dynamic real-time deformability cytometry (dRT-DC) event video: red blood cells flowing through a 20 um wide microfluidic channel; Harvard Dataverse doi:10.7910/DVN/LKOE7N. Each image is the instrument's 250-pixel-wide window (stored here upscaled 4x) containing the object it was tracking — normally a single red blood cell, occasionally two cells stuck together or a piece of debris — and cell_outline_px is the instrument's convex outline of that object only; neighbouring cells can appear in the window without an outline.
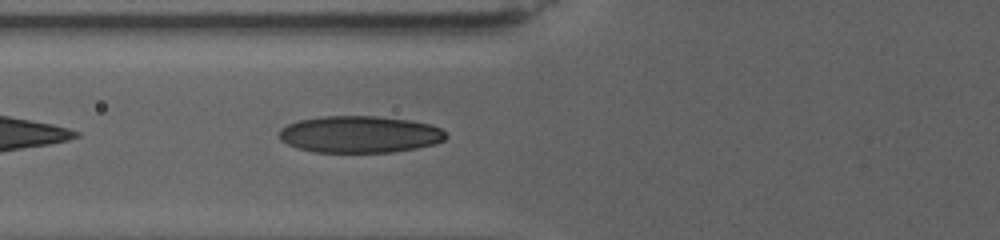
{"species": "human", "species_latin": "Homo sapiens", "temperature_condition": "warm", "stored_images_in_passage": 61, "camera_frame_rate_fps": 3000, "um_per_image_px": 0.085, "donor": {"sex": "female"}, "frame": {"image": 1, "passage_image": 10, "time_ms": 2.0, "image_size_px": [1000, 240], "cell_outline_px": [[448, 136], [444, 140], [432, 144], [416, 148], [392, 152], [312, 152], [296, 148], [280, 140], [276, 136], [280, 128], [296, 120], [320, 116], [376, 116], [408, 120], [428, 124], [440, 128]], "centroid_in_image_um": [30.49, 11.42], "position_along_channel_um": 95.3, "area_um2": 36.01}}
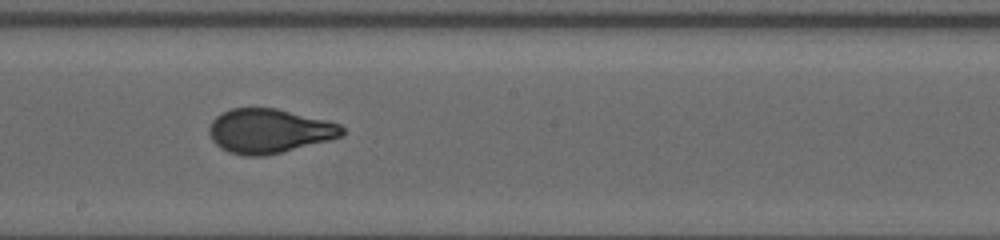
{"frame": {"image": 2, "passage_image": 36, "time_ms": 7.0, "image_size_px": [1000, 240], "cell_outline_px": [[344, 136], [264, 156], [244, 156], [228, 152], [220, 148], [212, 140], [208, 132], [208, 128], [212, 120], [216, 116], [232, 108], [276, 108], [328, 120], [340, 124], [344, 128]], "centroid_in_image_um": [22.87, 11.13], "position_along_channel_um": 225.3, "area_um2": 34.33}}
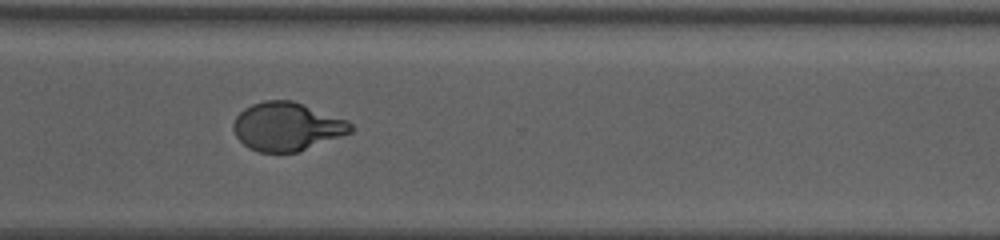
{"frame": {"image": 3, "passage_image": 60, "time_ms": 11.667, "image_size_px": [1000, 240], "cell_outline_px": [[352, 132], [296, 152], [260, 152], [248, 148], [236, 136], [232, 128], [232, 124], [236, 116], [244, 108], [252, 104], [264, 100], [292, 100], [348, 120], [352, 124]], "centroid_in_image_um": [24.36, 10.74], "position_along_channel_um": 346.2, "area_um2": 32.95}}